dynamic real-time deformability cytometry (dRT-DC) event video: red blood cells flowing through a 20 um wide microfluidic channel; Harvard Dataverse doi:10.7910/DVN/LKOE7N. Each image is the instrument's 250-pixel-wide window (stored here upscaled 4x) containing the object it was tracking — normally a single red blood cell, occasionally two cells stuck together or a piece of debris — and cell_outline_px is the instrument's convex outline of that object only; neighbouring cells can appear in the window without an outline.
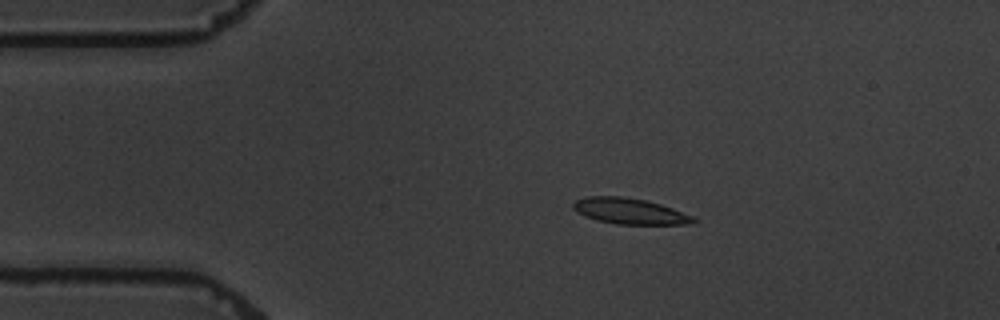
{"species": "common noctule bat (a hibernating species)", "species_latin": "Nyctalus noctula", "temperature_condition": "warm", "stored_images_in_passage": 12, "camera_frame_rate_fps": 3000, "um_per_image_px": 0.085, "animal": {"sex": "male", "body_mass_g": 19.5, "forearm_length_mm": 54.6}, "frame": {"image": 1, "passage_image": 3, "time_ms": 3.333, "image_size_px": [1000, 320], "cell_outline_px": [[696, 220], [692, 224], [616, 224], [596, 220], [584, 216], [572, 208], [572, 204], [576, 200], [588, 196], [620, 196], [644, 200], [660, 204], [672, 208], [692, 216]], "centroid_in_image_um": [53.49, 17.95], "position_along_channel_um": 31.5, "area_um2": 17.98}}
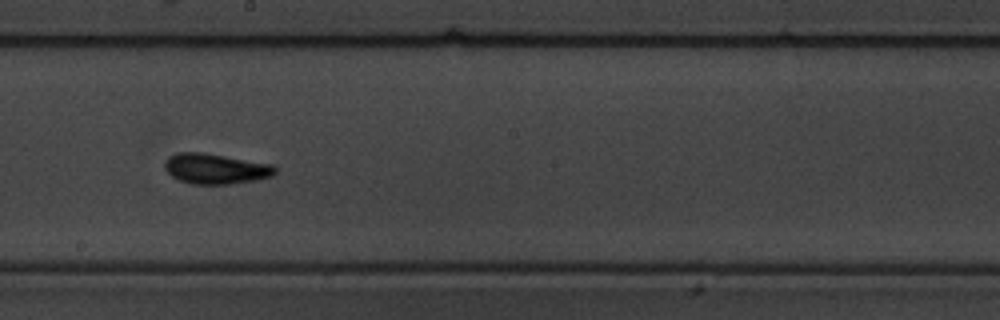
{"frame": {"image": 2, "passage_image": 9, "time_ms": 10.333, "image_size_px": [1000, 320], "cell_outline_px": [[276, 172], [272, 176], [256, 180], [228, 184], [192, 184], [180, 180], [172, 176], [164, 168], [164, 164], [168, 156], [176, 152], [204, 152], [272, 164], [276, 168]], "centroid_in_image_um": [18.31, 14.33], "position_along_channel_um": 229.9, "area_um2": 19.59}}
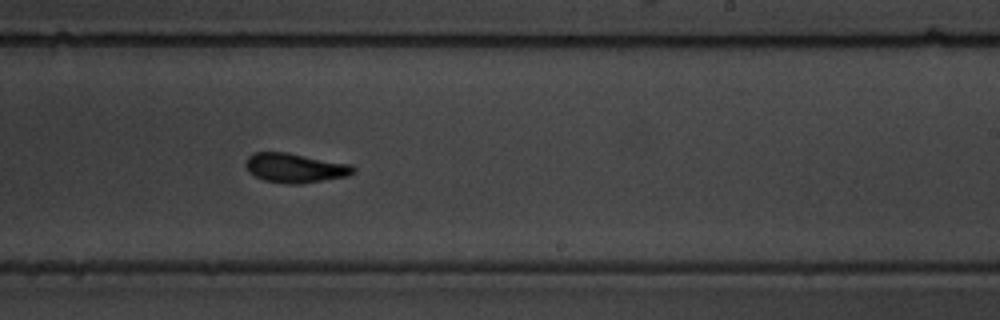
{"frame": {"image": 3, "passage_image": 10, "time_ms": 11.333, "image_size_px": [1000, 320], "cell_outline_px": [[356, 172], [348, 176], [300, 184], [288, 184], [264, 180], [248, 172], [244, 164], [244, 160], [248, 156], [256, 152], [288, 152], [352, 164], [356, 168]], "centroid_in_image_um": [25.09, 14.26], "position_along_channel_um": 263.9, "area_um2": 18.73}}